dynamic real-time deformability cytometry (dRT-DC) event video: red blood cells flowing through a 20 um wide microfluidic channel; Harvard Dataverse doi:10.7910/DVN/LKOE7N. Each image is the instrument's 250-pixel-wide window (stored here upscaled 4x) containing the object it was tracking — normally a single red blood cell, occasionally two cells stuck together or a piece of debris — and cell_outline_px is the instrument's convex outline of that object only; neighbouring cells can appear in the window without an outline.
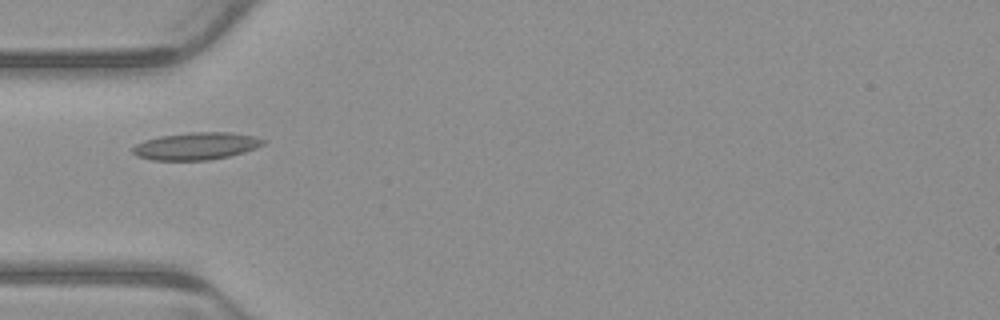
{"species": "common noctule bat (a hibernating species)", "species_latin": "Nyctalus noctula", "temperature_condition": "warm", "stored_images_in_passage": 1, "camera_frame_rate_fps": 3000, "um_per_image_px": 0.085, "animal": {"sex": "male", "body_mass_g": 23.1, "forearm_length_mm": 52.7}, "frame": {"image": 1, "passage_image": 1, "time_ms": 0.0, "image_size_px": [1000, 320], "cell_outline_px": [[264, 144], [256, 148], [244, 152], [228, 156], [208, 160], [152, 160], [136, 156], [132, 152], [132, 148], [136, 144], [144, 140], [160, 136], [188, 132], [228, 132], [256, 136], [264, 140]], "centroid_in_image_um": [16.65, 12.41], "position_along_channel_um": 68.3, "area_um2": 20.81}}